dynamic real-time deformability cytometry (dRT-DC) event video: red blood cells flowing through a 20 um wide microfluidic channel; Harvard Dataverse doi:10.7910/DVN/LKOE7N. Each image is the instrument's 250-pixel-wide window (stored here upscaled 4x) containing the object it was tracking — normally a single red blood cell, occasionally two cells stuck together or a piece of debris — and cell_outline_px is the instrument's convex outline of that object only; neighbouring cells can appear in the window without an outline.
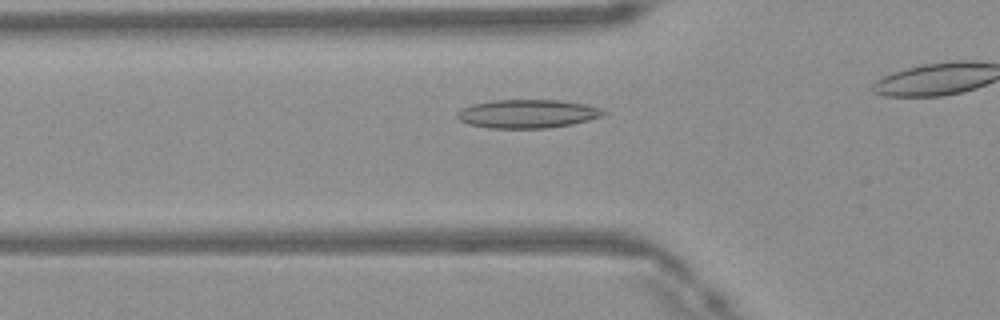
{"species": "Egyptian fruit bat (a non-hibernating species)", "species_latin": "Rousettus aegyptiacus", "temperature_condition": "warm", "stored_images_in_passage": 31, "camera_frame_rate_fps": 3000, "um_per_image_px": 0.085, "frame": {"image": 1, "passage_image": 8, "time_ms": 2.333, "image_size_px": [1000, 320], "cell_outline_px": [[608, 112], [600, 116], [588, 120], [572, 124], [548, 128], [492, 128], [468, 124], [460, 120], [456, 116], [456, 112], [472, 104], [496, 100], [556, 100], [584, 104], [600, 108]], "centroid_in_image_um": [44.82, 9.67], "position_along_channel_um": 81.0, "area_um2": 24.1}}
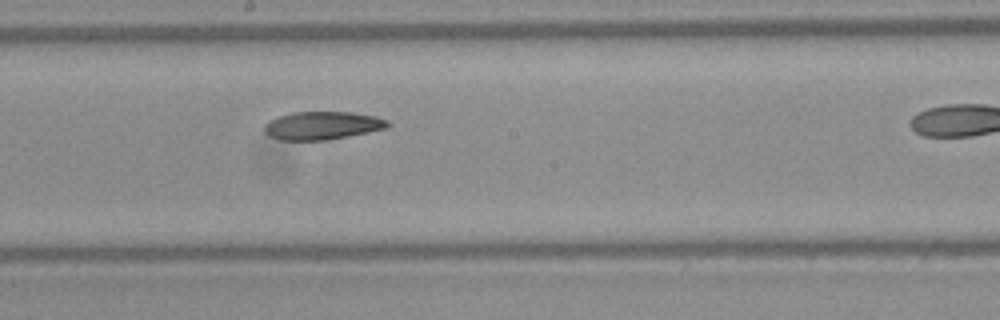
{"frame": {"image": 2, "passage_image": 18, "time_ms": 5.667, "image_size_px": [1000, 320], "cell_outline_px": [[392, 124], [388, 128], [348, 136], [324, 140], [280, 140], [264, 132], [264, 128], [272, 120], [280, 116], [292, 112], [352, 112], [376, 116], [388, 120]], "centroid_in_image_um": [27.48, 10.66], "position_along_channel_um": 220.7, "area_um2": 20.0}}
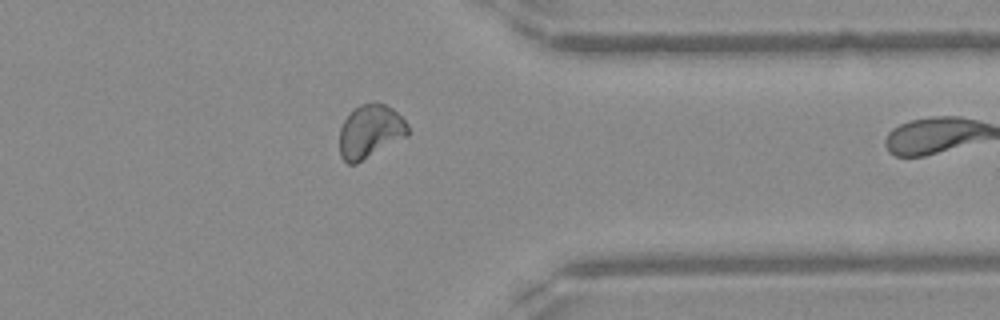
{"frame": {"image": 3, "passage_image": 30, "time_ms": 9.667, "image_size_px": [1000, 320], "cell_outline_px": [[408, 136], [356, 164], [348, 164], [340, 156], [340, 128], [344, 120], [360, 104], [384, 104], [392, 108], [408, 124]], "centroid_in_image_um": [31.47, 11.21], "position_along_channel_um": 379.9, "area_um2": 20.98}}